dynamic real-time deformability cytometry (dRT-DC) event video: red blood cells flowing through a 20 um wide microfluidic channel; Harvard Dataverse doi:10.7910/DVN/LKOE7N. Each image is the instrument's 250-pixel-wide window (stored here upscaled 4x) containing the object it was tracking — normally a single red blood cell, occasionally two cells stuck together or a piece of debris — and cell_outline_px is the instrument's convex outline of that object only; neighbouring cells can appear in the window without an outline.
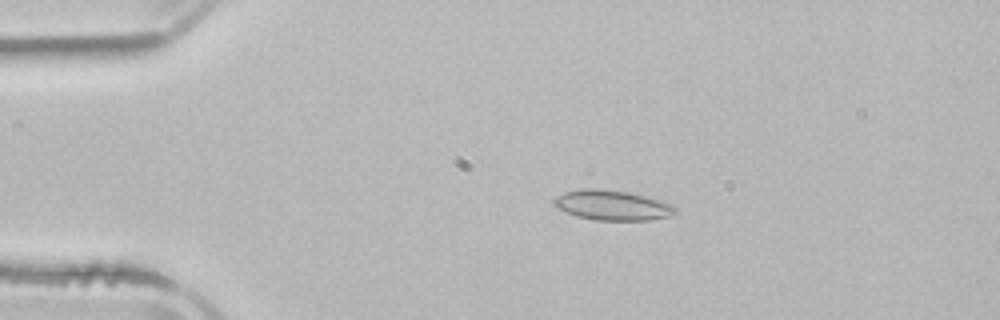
{"species": "common noctule bat (a hibernating species)", "species_latin": "Nyctalus noctula", "temperature_condition": "room temperature", "stored_images_in_passage": 3, "camera_frame_rate_fps": 3000, "um_per_image_px": 0.085, "animal": {"sex": "male", "body_mass_g": 21.5, "forearm_length_mm": 52.0}, "frame": {"image": 1, "passage_image": 2, "time_ms": 1.333, "image_size_px": [1000, 320], "cell_outline_px": [[680, 212], [668, 216], [648, 220], [596, 220], [576, 216], [552, 204], [552, 200], [556, 196], [564, 192], [580, 188], [600, 188], [628, 192], [648, 196], [672, 204]], "centroid_in_image_um": [52.06, 17.43], "position_along_channel_um": 32.9, "area_um2": 21.39}}